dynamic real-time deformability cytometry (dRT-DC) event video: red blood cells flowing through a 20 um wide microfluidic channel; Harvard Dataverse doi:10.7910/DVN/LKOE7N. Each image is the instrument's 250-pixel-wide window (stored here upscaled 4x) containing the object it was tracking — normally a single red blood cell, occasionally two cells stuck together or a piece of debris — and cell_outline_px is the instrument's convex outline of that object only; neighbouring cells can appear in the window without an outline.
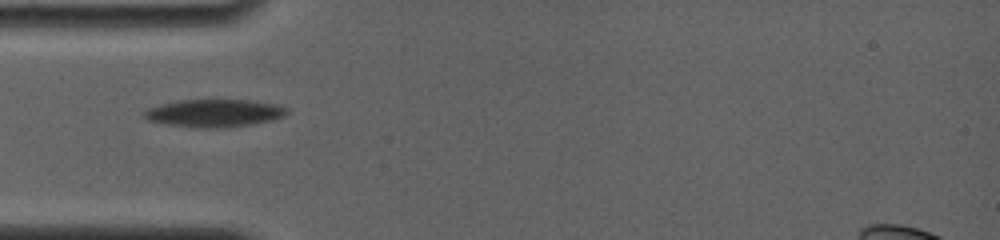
{"species": "common noctule bat (a hibernating species)", "species_latin": "Nyctalus noctula", "temperature_condition": "room temperature", "stored_images_in_passage": 20, "camera_frame_rate_fps": 4000, "um_per_image_px": 0.085, "animal": {"sex": "female", "body_mass_g": 19.0, "forearm_length_mm": 56.7}, "frame": {"image": 1, "passage_image": 1, "time_ms": 0.0, "image_size_px": [1000, 240], "cell_outline_px": [[288, 112], [284, 116], [272, 120], [252, 124], [228, 128], [192, 128], [168, 124], [148, 120], [140, 112], [148, 108], [160, 104], [180, 100], [256, 100], [276, 104], [288, 108]], "centroid_in_image_um": [18.22, 9.62], "position_along_channel_um": 66.8, "area_um2": 23.35}}
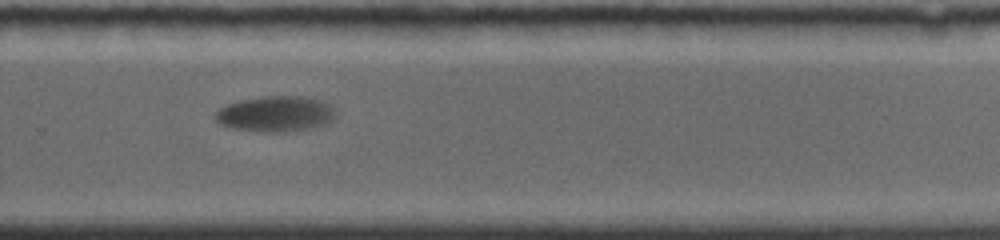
{"frame": {"image": 2, "passage_image": 9, "time_ms": 7.0, "image_size_px": [1000, 240], "cell_outline_px": [[336, 116], [332, 120], [324, 124], [308, 128], [276, 132], [268, 132], [232, 128], [220, 124], [216, 120], [216, 112], [220, 108], [228, 104], [240, 100], [260, 96], [300, 96], [320, 100], [336, 108]], "centroid_in_image_um": [23.43, 9.66], "position_along_channel_um": 306.4, "area_um2": 24.74}}
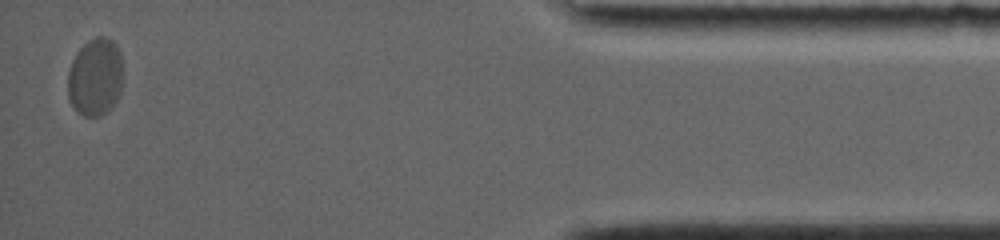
{"frame": {"image": 3, "passage_image": 19, "time_ms": 12.25, "image_size_px": [1000, 240], "cell_outline_px": [[124, 76], [120, 92], [116, 100], [100, 116], [84, 116], [72, 104], [68, 96], [68, 72], [72, 60], [76, 52], [88, 40], [96, 36], [108, 36], [116, 44], [120, 52], [124, 72]], "centroid_in_image_um": [8.13, 6.49], "position_along_channel_um": 427.1, "area_um2": 25.2}}